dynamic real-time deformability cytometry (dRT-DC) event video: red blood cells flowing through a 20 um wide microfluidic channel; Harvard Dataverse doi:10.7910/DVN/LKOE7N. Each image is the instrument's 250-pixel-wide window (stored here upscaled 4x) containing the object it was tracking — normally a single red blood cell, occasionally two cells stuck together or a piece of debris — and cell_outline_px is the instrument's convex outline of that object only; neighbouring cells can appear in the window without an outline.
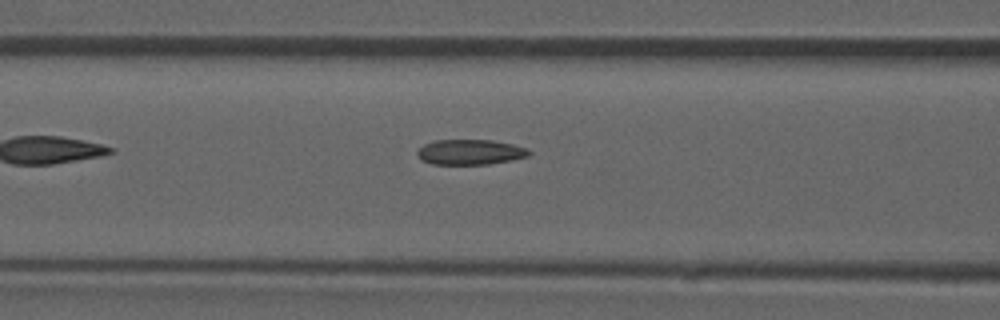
{"species": "common noctule bat (a hibernating species)", "species_latin": "Nyctalus noctula", "temperature_condition": "room temperature", "stored_images_in_passage": 7, "camera_frame_rate_fps": 3000, "um_per_image_px": 0.085, "animal": {"sex": "male", "forearm_length_mm": 52.5}, "frame": {"image": 1, "passage_image": 5, "time_ms": 1.333, "image_size_px": [1000, 320], "cell_outline_px": [[532, 152], [528, 156], [512, 160], [488, 164], [432, 164], [420, 160], [416, 156], [416, 152], [424, 144], [436, 140], [492, 140], [512, 144], [524, 148]], "centroid_in_image_um": [39.92, 12.93], "position_along_channel_um": 126.7, "area_um2": 16.42}}